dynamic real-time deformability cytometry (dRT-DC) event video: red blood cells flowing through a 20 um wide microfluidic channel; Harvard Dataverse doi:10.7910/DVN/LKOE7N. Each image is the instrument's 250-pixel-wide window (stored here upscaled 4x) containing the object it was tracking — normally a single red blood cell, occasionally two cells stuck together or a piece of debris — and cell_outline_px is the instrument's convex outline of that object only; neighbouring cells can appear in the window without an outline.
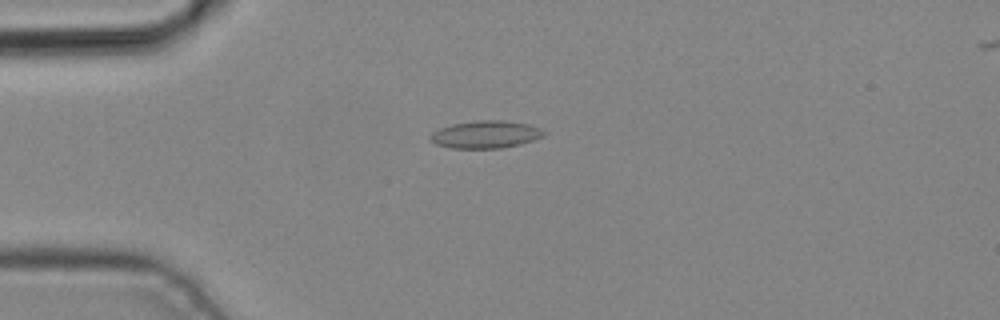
{"species": "common noctule bat (a hibernating species)", "species_latin": "Nyctalus noctula", "temperature_condition": "cold", "stored_images_in_passage": 3, "camera_frame_rate_fps": 3000, "um_per_image_px": 0.085, "animal": {"sex": "male", "body_mass_g": 19.2, "forearm_length_mm": 51.8}, "frame": {"image": 1, "passage_image": 3, "time_ms": 0.667, "image_size_px": [1000, 320], "cell_outline_px": [[548, 132], [544, 136], [520, 144], [500, 148], [452, 148], [436, 144], [428, 136], [432, 132], [440, 128], [452, 124], [476, 120], [504, 120], [528, 124], [540, 128]], "centroid_in_image_um": [41.29, 11.42], "position_along_channel_um": 43.7, "area_um2": 18.21}}